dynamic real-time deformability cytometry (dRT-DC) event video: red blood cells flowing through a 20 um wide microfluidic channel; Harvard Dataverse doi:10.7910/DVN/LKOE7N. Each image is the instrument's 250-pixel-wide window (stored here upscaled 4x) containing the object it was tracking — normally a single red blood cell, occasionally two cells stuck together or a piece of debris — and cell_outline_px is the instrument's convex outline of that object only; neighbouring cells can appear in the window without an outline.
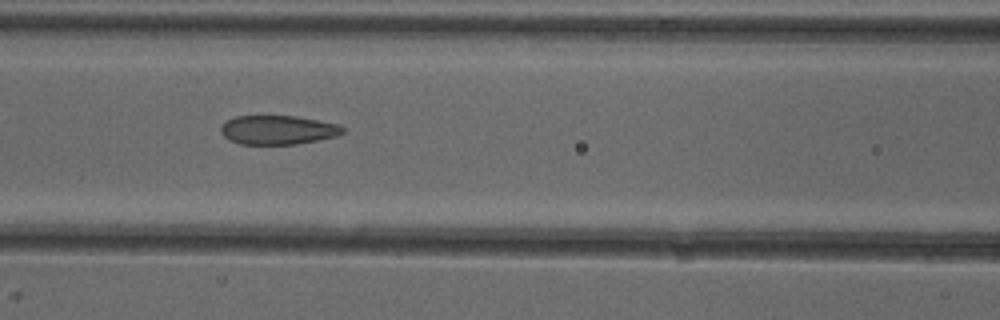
{"species": "common noctule bat (a hibernating species)", "species_latin": "Nyctalus noctula", "temperature_condition": "cold", "stored_images_in_passage": 6, "camera_frame_rate_fps": 3000, "um_per_image_px": 0.085, "animal": {"sex": "female"}, "frame": {"image": 1, "passage_image": 5, "time_ms": 4.667, "image_size_px": [1000, 320], "cell_outline_px": [[344, 132], [336, 136], [296, 144], [240, 144], [228, 140], [220, 132], [220, 128], [228, 120], [236, 116], [296, 116], [336, 124], [344, 128]], "centroid_in_image_um": [23.58, 11.05], "position_along_channel_um": 143.0, "area_um2": 20.4}}
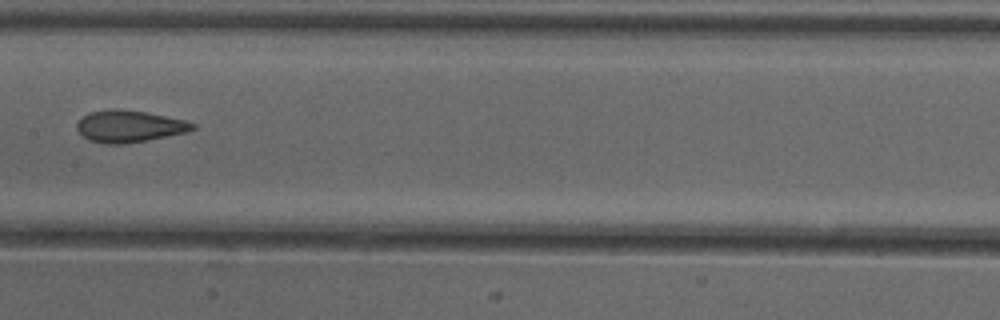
{"frame": {"image": 2, "passage_image": 6, "time_ms": 6.0, "image_size_px": [1000, 320], "cell_outline_px": [[196, 128], [188, 132], [148, 140], [120, 144], [104, 144], [88, 140], [76, 128], [76, 124], [88, 112], [108, 108], [116, 108], [144, 112], [184, 120], [196, 124]], "centroid_in_image_um": [10.97, 10.73], "position_along_channel_um": 196.4, "area_um2": 21.5}}